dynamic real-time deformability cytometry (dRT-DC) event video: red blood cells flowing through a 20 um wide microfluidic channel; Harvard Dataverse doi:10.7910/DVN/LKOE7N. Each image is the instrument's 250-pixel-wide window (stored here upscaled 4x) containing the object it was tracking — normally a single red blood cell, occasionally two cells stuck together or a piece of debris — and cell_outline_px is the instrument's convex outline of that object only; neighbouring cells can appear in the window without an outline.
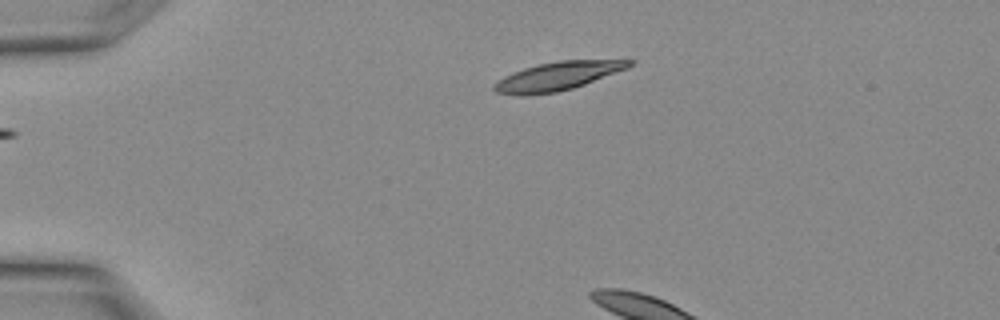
{"species": "Egyptian fruit bat (a non-hibernating species)", "species_latin": "Rousettus aegyptiacus", "temperature_condition": "warm", "stored_images_in_passage": 3, "camera_frame_rate_fps": 3000, "um_per_image_px": 0.085, "animal": {"sex": "female"}, "frame": {"image": 1, "passage_image": 1, "time_ms": 0.0, "image_size_px": [1000, 320], "cell_outline_px": [[632, 64], [628, 68], [584, 84], [572, 88], [556, 92], [496, 92], [492, 88], [492, 84], [496, 80], [512, 72], [524, 68], [540, 64], [560, 60], [632, 60]], "centroid_in_image_um": [47.44, 6.42], "position_along_channel_um": 37.6, "area_um2": 21.39}}